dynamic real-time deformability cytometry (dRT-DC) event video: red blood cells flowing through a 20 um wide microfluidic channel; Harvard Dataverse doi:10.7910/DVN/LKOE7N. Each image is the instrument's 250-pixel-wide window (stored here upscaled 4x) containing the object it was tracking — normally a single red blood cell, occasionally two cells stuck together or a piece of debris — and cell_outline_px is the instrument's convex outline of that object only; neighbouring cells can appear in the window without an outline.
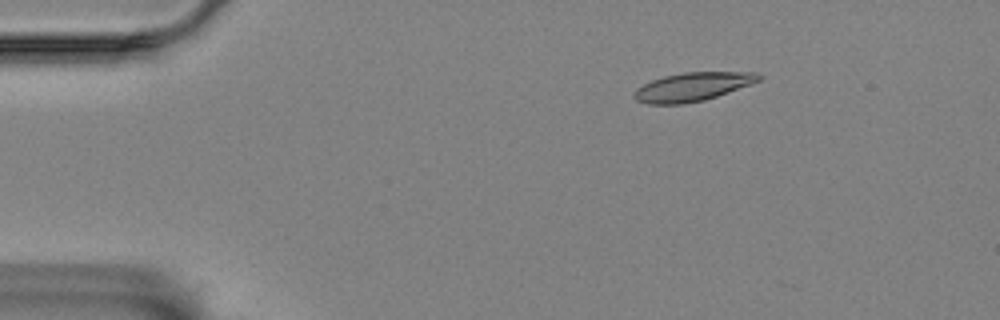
{"species": "Egyptian fruit bat (a non-hibernating species)", "species_latin": "Rousettus aegyptiacus", "temperature_condition": "room temperature", "stored_images_in_passage": 6, "camera_frame_rate_fps": 3000, "um_per_image_px": 0.085, "animal": {"sex": "female"}, "frame": {"image": 1, "passage_image": 1, "time_ms": 0.0, "image_size_px": [1000, 320], "cell_outline_px": [[764, 76], [760, 80], [752, 84], [704, 100], [684, 104], [648, 104], [636, 100], [632, 96], [636, 88], [652, 80], [664, 76], [684, 72], [760, 72]], "centroid_in_image_um": [58.89, 7.37], "position_along_channel_um": 26.1, "area_um2": 20.87}}